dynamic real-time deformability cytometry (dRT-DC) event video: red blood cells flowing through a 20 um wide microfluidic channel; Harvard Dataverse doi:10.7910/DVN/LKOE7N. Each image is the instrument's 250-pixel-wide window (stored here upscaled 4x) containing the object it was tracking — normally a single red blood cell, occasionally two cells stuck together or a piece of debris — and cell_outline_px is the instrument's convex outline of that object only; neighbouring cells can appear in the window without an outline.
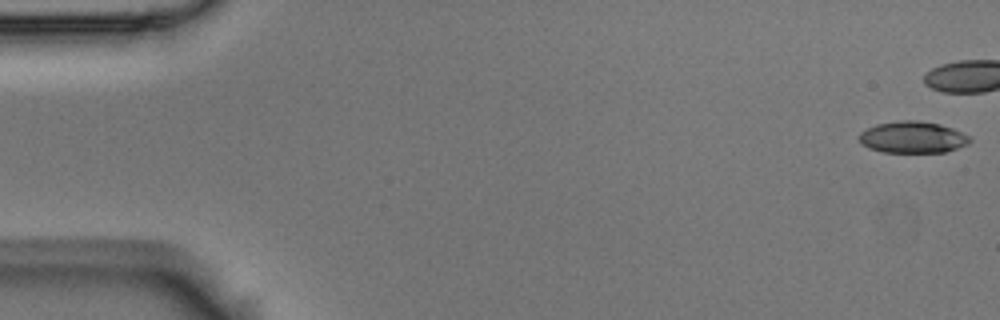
{"species": "Egyptian fruit bat (a non-hibernating species)", "species_latin": "Rousettus aegyptiacus", "temperature_condition": "room temperature", "stored_images_in_passage": 45, "camera_frame_rate_fps": 3000, "um_per_image_px": 0.085, "animal": {"sex": "male"}, "frame": {"image": 1, "passage_image": 1, "time_ms": 0.0, "image_size_px": [1000, 320], "cell_outline_px": [[972, 140], [968, 144], [944, 152], [884, 152], [868, 148], [860, 144], [860, 132], [876, 124], [900, 120], [916, 120], [940, 124], [952, 128], [972, 136]], "centroid_in_image_um": [77.59, 11.66], "position_along_channel_um": 7.4, "area_um2": 20.46}}
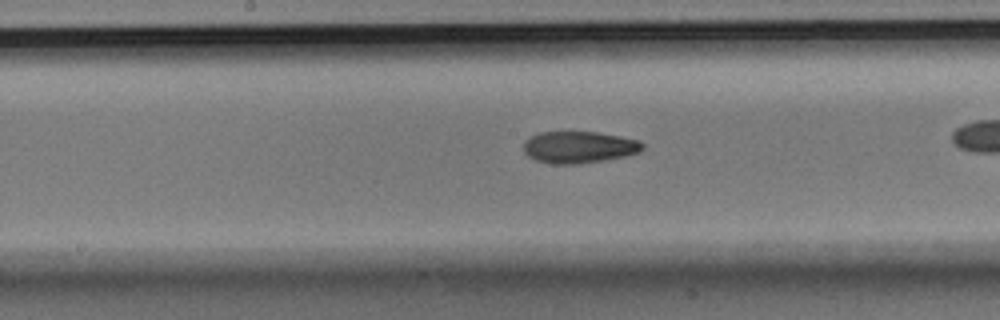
{"frame": {"image": 2, "passage_image": 29, "time_ms": 9.333, "image_size_px": [1000, 320], "cell_outline_px": [[644, 148], [640, 152], [624, 156], [604, 160], [576, 164], [552, 164], [536, 160], [528, 156], [524, 152], [524, 140], [540, 132], [596, 132], [620, 136], [640, 140], [644, 144]], "centroid_in_image_um": [49.22, 12.51], "position_along_channel_um": 199.0, "area_um2": 22.08}}
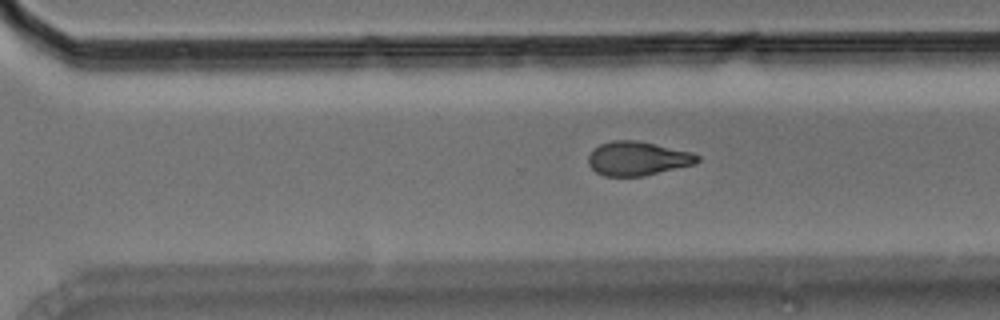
{"frame": {"image": 3, "passage_image": 39, "time_ms": 12.667, "image_size_px": [1000, 320], "cell_outline_px": [[700, 160], [696, 164], [644, 176], [604, 176], [596, 172], [588, 164], [588, 156], [600, 144], [612, 140], [636, 140], [692, 152], [700, 156]], "centroid_in_image_um": [54.22, 13.48], "position_along_channel_um": 316.4, "area_um2": 21.62}}